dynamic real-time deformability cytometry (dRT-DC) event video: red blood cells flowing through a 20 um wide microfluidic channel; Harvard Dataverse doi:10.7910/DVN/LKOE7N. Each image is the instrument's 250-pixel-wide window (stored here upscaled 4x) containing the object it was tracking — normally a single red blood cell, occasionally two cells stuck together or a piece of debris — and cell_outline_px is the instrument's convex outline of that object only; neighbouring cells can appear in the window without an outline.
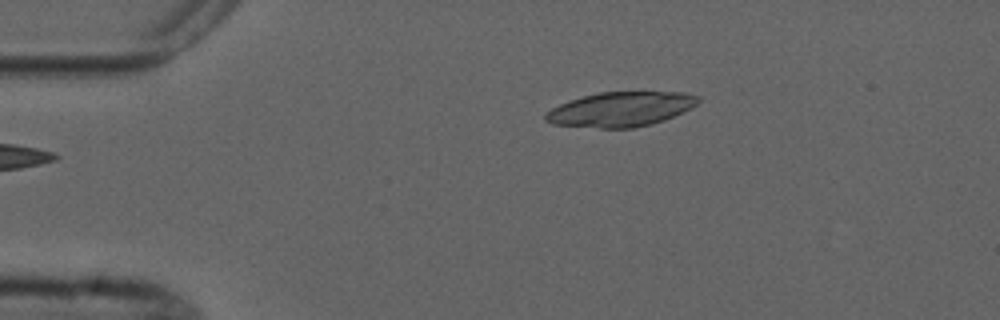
{"species": "common noctule bat (a hibernating species)", "species_latin": "Nyctalus noctula", "temperature_condition": "cold", "stored_images_in_passage": 3, "camera_frame_rate_fps": 3000, "um_per_image_px": 0.085, "animal": {"sex": "male", "forearm_length_mm": 52.5}, "frame": {"image": 1, "passage_image": 3, "time_ms": 2.333, "image_size_px": [1000, 320], "cell_outline_px": [[700, 100], [692, 108], [664, 120], [652, 124], [632, 128], [600, 128], [552, 124], [544, 120], [544, 116], [552, 108], [560, 104], [584, 96], [600, 92], [684, 92], [700, 96]], "centroid_in_image_um": [52.79, 9.29], "position_along_channel_um": 32.2, "area_um2": 30.69}}